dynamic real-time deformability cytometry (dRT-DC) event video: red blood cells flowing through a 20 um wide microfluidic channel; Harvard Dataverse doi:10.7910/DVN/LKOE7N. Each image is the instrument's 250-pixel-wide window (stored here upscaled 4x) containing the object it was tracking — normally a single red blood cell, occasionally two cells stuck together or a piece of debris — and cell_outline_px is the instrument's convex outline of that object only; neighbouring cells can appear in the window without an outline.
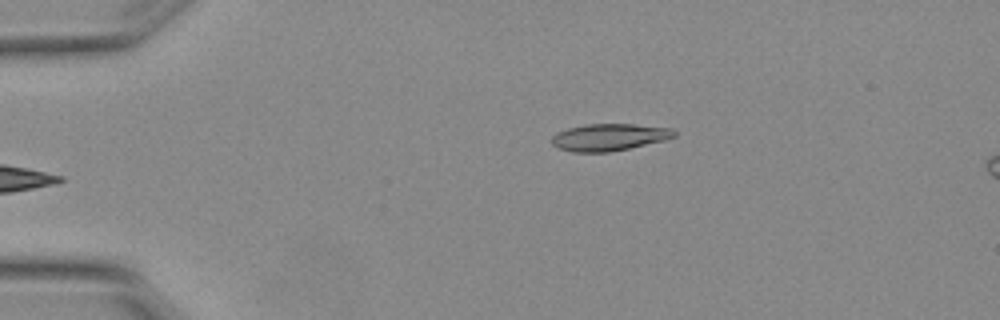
{"species": "Egyptian fruit bat (a non-hibernating species)", "species_latin": "Rousettus aegyptiacus", "temperature_condition": "warm", "stored_images_in_passage": 5, "camera_frame_rate_fps": 3000, "um_per_image_px": 0.085, "animal": {"sex": "female"}, "frame": {"image": 1, "passage_image": 5, "time_ms": 1.333, "image_size_px": [1000, 320], "cell_outline_px": [[676, 136], [664, 140], [612, 152], [572, 152], [556, 148], [552, 144], [552, 136], [556, 132], [568, 128], [584, 124], [632, 124], [672, 128], [676, 132]], "centroid_in_image_um": [51.75, 11.66], "position_along_channel_um": 33.3, "area_um2": 19.42}}